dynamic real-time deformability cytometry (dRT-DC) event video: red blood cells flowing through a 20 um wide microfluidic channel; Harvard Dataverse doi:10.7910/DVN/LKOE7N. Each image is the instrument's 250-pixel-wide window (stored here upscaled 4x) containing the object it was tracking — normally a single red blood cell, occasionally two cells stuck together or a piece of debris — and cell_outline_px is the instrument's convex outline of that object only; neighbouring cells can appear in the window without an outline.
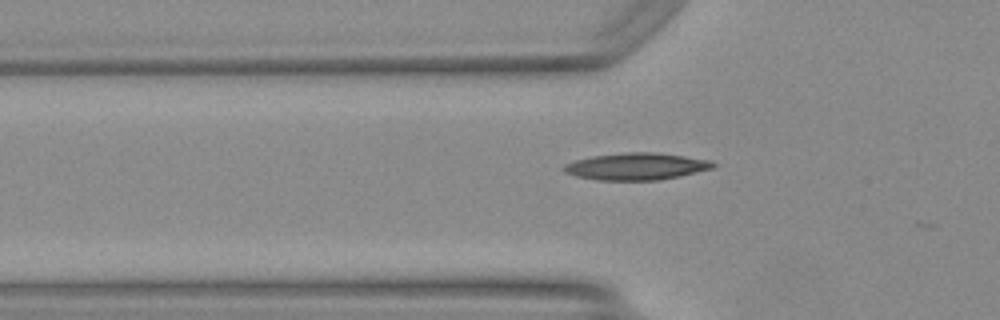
{"species": "Egyptian fruit bat (a non-hibernating species)", "species_latin": "Rousettus aegyptiacus", "temperature_condition": "warm", "stored_images_in_passage": 35, "camera_frame_rate_fps": 3000, "um_per_image_px": 0.085, "animal": {"sex": "female"}, "frame": {"image": 1, "passage_image": 5, "time_ms": 1.333, "image_size_px": [1000, 320], "cell_outline_px": [[716, 164], [712, 168], [680, 176], [660, 180], [596, 180], [576, 176], [564, 172], [560, 168], [564, 164], [572, 160], [592, 156], [624, 152], [656, 152], [712, 160]], "centroid_in_image_um": [54.04, 14.14], "position_along_channel_um": 71.8, "area_um2": 23.7}}
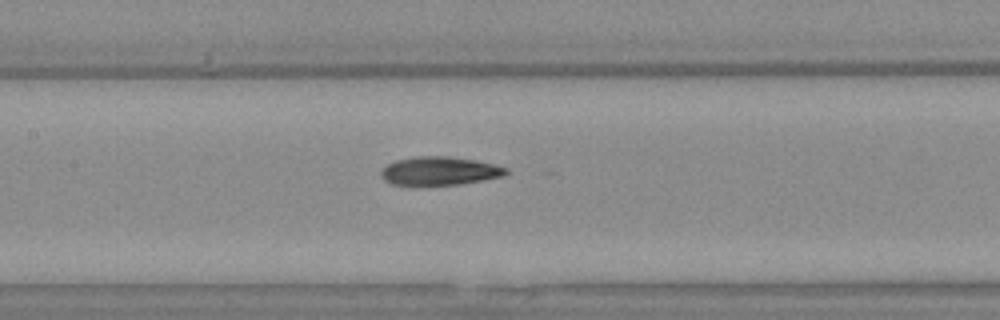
{"frame": {"image": 2, "passage_image": 12, "time_ms": 3.667, "image_size_px": [1000, 320], "cell_outline_px": [[508, 172], [504, 176], [460, 184], [392, 184], [384, 180], [380, 176], [380, 172], [388, 164], [396, 160], [416, 156], [448, 156], [476, 160], [508, 168]], "centroid_in_image_um": [37.37, 14.51], "position_along_channel_um": 170.0, "area_um2": 20.46}}
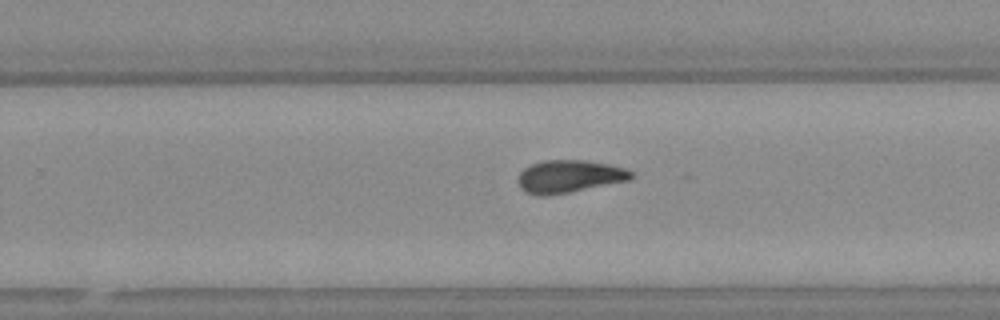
{"frame": {"image": 3, "passage_image": 20, "time_ms": 6.333, "image_size_px": [1000, 320], "cell_outline_px": [[636, 176], [632, 180], [568, 192], [544, 196], [536, 196], [524, 192], [520, 188], [516, 180], [520, 172], [524, 168], [532, 164], [544, 160], [584, 160], [608, 164], [624, 168], [632, 172]], "centroid_in_image_um": [48.37, 15.0], "position_along_channel_um": 281.4, "area_um2": 21.73}, "authors_computed_cell_mechanics": {"area_um2": 20.9814, "velocity_mm_per_s": 4.1998, "shape_relaxation_time_tau1_ms": 4.3596, "shape_relaxation_time_tau2_ms": 2.1772, "deformation_change_tau1": 0.1883, "deformation_change_tau2": 0.1019}}